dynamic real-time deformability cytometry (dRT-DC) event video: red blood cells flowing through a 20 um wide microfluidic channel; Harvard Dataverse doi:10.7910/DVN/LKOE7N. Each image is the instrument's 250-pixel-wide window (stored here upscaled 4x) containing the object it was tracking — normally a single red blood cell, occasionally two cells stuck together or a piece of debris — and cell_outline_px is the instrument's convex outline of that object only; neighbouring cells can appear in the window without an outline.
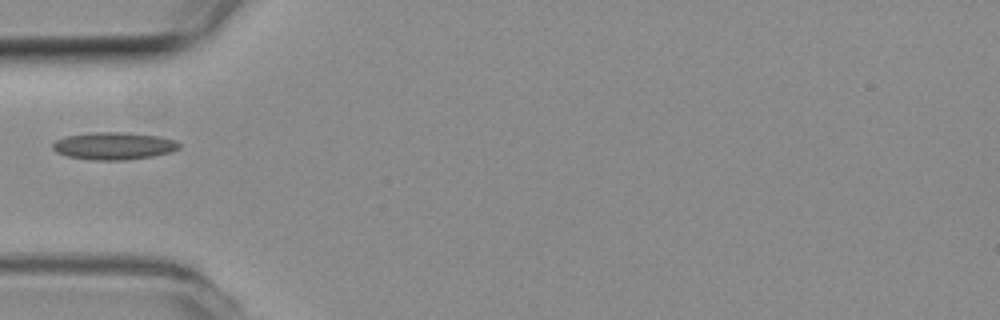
{"species": "common noctule bat (a hibernating species)", "species_latin": "Nyctalus noctula", "temperature_condition": "room temperature", "stored_images_in_passage": 38, "camera_frame_rate_fps": 3000, "um_per_image_px": 0.085, "animal": {"sex": "female", "body_mass_g": 19.3, "forearm_length_mm": 54.1}, "frame": {"image": 1, "passage_image": 1, "time_ms": 0.0, "image_size_px": [1000, 320], "cell_outline_px": [[180, 148], [172, 152], [152, 156], [124, 160], [92, 160], [68, 156], [56, 152], [52, 148], [52, 144], [56, 140], [68, 136], [92, 132], [124, 132], [160, 136], [176, 140], [180, 144]], "centroid_in_image_um": [9.7, 12.4], "position_along_channel_um": 75.3, "area_um2": 20.23}}
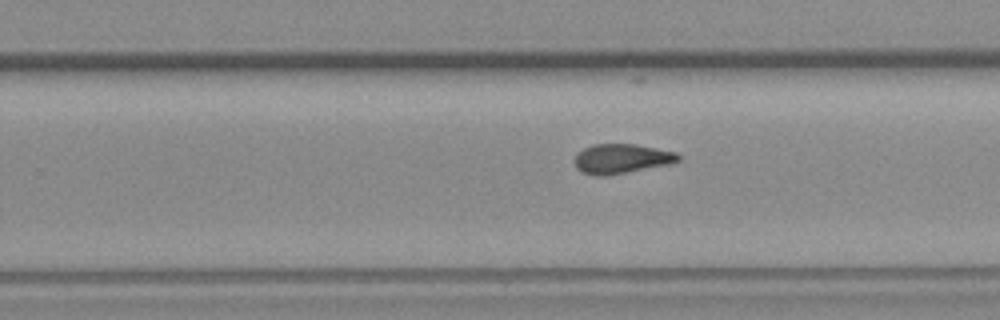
{"frame": {"image": 2, "passage_image": 17, "time_ms": 5.333, "image_size_px": [1000, 320], "cell_outline_px": [[680, 160], [668, 164], [604, 176], [596, 176], [580, 172], [576, 168], [572, 160], [584, 148], [592, 144], [632, 144], [676, 152], [680, 156]], "centroid_in_image_um": [52.76, 13.49], "position_along_channel_um": 277.0, "area_um2": 17.69}}
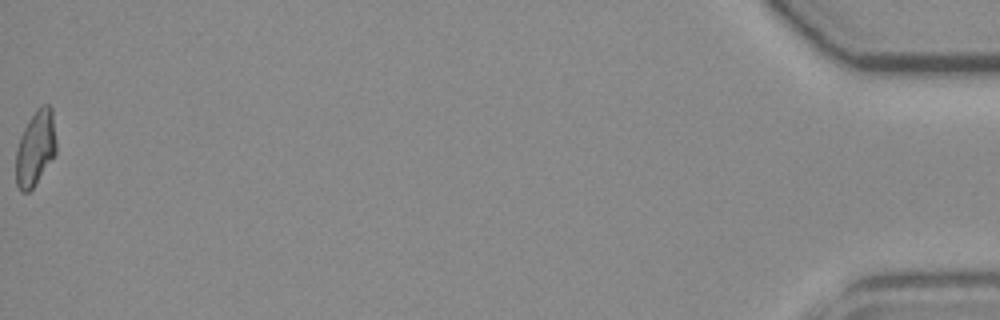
{"frame": {"image": 3, "passage_image": 38, "time_ms": 12.333, "image_size_px": [1000, 320], "cell_outline_px": [[56, 152], [36, 184], [28, 192], [20, 192], [16, 184], [16, 148], [20, 136], [28, 120], [36, 108], [44, 104], [48, 104], [52, 108], [56, 140]], "centroid_in_image_um": [3.0, 12.58], "position_along_channel_um": 432.2, "area_um2": 17.8}}